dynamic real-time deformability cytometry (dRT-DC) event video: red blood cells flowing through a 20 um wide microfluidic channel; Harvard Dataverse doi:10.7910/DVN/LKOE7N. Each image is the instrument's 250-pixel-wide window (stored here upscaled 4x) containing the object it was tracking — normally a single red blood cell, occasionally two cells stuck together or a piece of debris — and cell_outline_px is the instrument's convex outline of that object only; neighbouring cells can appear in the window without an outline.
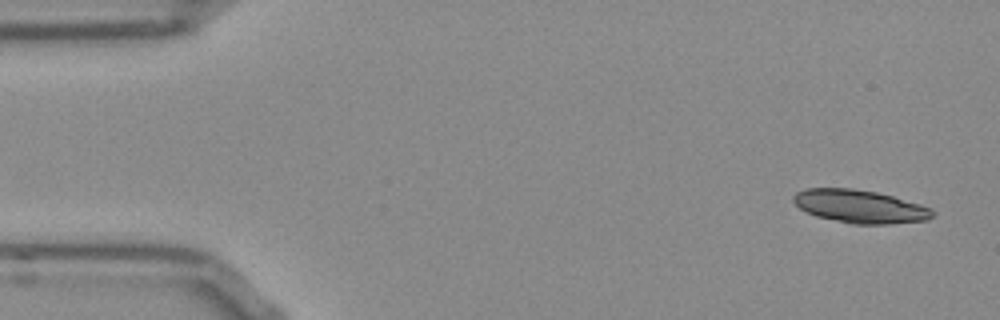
{"species": "Egyptian fruit bat (a non-hibernating species)", "species_latin": "Rousettus aegyptiacus", "temperature_condition": "room temperature", "stored_images_in_passage": 50, "camera_frame_rate_fps": 3000, "um_per_image_px": 0.085, "frame": {"image": 1, "passage_image": 1, "time_ms": 0.0, "image_size_px": [1000, 320], "cell_outline_px": [[932, 216], [928, 220], [888, 224], [852, 224], [816, 216], [800, 208], [792, 200], [792, 196], [796, 192], [808, 188], [852, 188], [876, 192], [892, 196], [920, 204], [932, 208]], "centroid_in_image_um": [73.08, 17.54], "position_along_channel_um": 11.9, "area_um2": 26.7}}
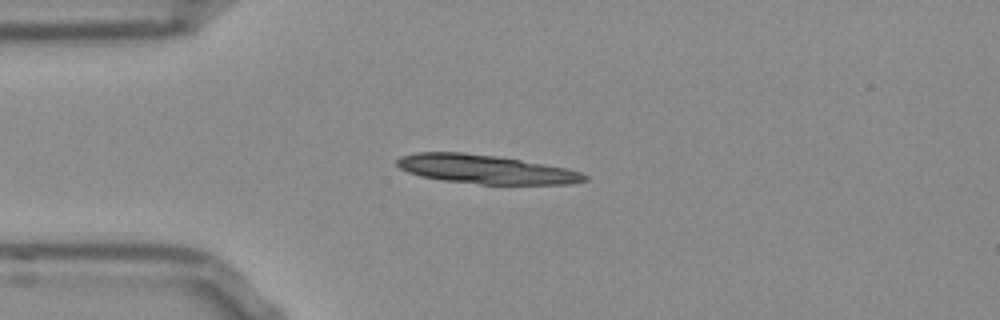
{"frame": {"image": 2, "passage_image": 11, "time_ms": 3.333, "image_size_px": [1000, 320], "cell_outline_px": [[588, 180], [572, 184], [480, 184], [440, 180], [420, 176], [408, 172], [400, 168], [396, 164], [396, 160], [400, 156], [416, 152], [464, 152], [496, 156], [544, 164], [564, 168], [580, 172], [588, 176]], "centroid_in_image_um": [41.24, 14.39], "position_along_channel_um": 43.8, "area_um2": 31.5}}